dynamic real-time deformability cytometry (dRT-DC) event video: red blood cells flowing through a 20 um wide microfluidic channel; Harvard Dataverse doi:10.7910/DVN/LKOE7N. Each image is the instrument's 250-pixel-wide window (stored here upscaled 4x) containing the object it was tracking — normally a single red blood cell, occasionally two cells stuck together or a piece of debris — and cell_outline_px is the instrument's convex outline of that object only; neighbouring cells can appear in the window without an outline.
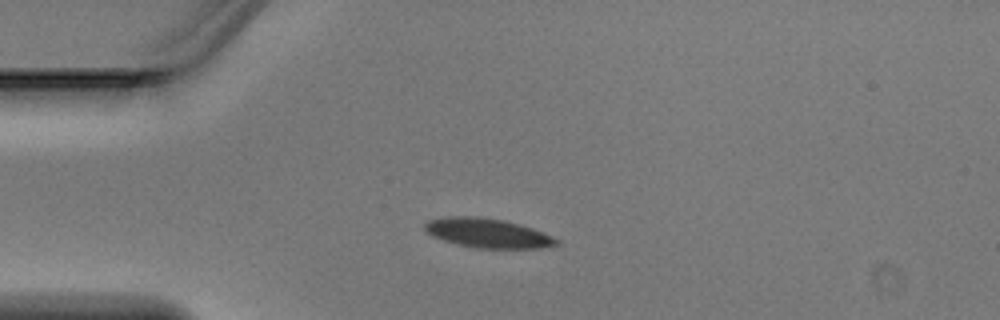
{"species": "Egyptian fruit bat (a non-hibernating species)", "species_latin": "Rousettus aegyptiacus", "temperature_condition": "warm", "stored_images_in_passage": 3, "camera_frame_rate_fps": 3000, "um_per_image_px": 0.085, "animal": {"sex": "male"}, "frame": {"image": 1, "passage_image": 2, "time_ms": 0.333, "image_size_px": [1000, 320], "cell_outline_px": [[560, 244], [540, 248], [480, 248], [460, 244], [444, 240], [432, 236], [424, 228], [424, 224], [428, 220], [444, 216], [476, 216], [504, 220], [532, 228], [552, 236], [560, 240]], "centroid_in_image_um": [41.45, 19.8], "position_along_channel_um": 43.5, "area_um2": 22.37}}
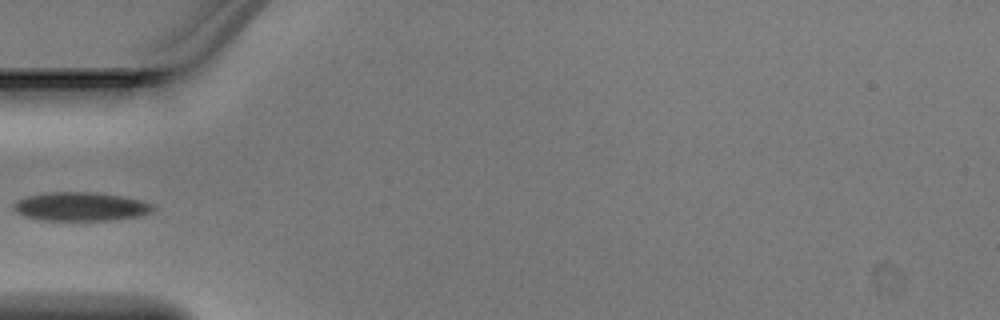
{"frame": {"image": 2, "passage_image": 3, "time_ms": 0.667, "image_size_px": [1000, 320], "cell_outline_px": [[156, 208], [152, 212], [140, 216], [112, 220], [44, 220], [24, 216], [16, 212], [12, 208], [12, 204], [16, 200], [28, 196], [48, 192], [96, 192], [144, 200], [152, 204]], "centroid_in_image_um": [6.88, 17.55], "position_along_channel_um": 78.1, "area_um2": 23.52}}